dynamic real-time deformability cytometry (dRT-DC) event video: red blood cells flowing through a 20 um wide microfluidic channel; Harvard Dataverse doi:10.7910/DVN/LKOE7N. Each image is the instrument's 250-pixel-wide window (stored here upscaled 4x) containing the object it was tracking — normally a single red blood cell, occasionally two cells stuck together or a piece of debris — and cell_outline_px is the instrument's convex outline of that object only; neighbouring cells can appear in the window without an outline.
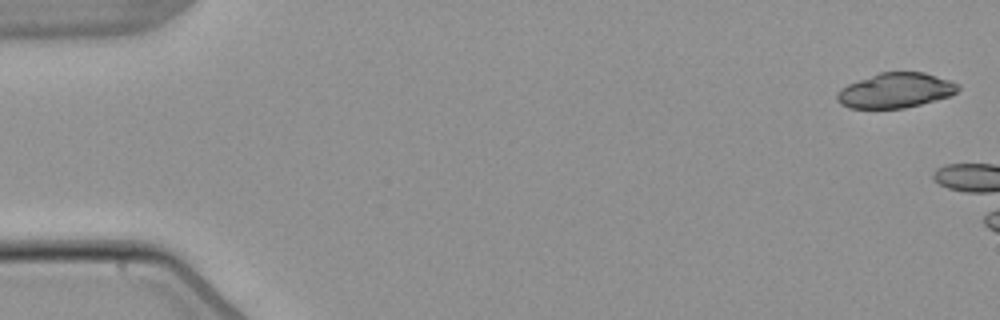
{"species": "common noctule bat (a hibernating species)", "species_latin": "Nyctalus noctula", "temperature_condition": "warm", "stored_images_in_passage": 3, "camera_frame_rate_fps": 3000, "um_per_image_px": 0.085, "animal": {"sex": "male", "body_mass_g": 21.5, "forearm_length_mm": 52.0}, "frame": {"image": 1, "passage_image": 1, "time_ms": 0.0, "image_size_px": [1000, 320], "cell_outline_px": [[960, 88], [956, 92], [948, 96], [936, 100], [904, 108], [848, 108], [840, 104], [836, 100], [836, 92], [840, 88], [848, 84], [880, 72], [924, 72], [952, 80], [960, 84]], "centroid_in_image_um": [76.12, 7.68], "position_along_channel_um": 8.9, "area_um2": 24.74}}